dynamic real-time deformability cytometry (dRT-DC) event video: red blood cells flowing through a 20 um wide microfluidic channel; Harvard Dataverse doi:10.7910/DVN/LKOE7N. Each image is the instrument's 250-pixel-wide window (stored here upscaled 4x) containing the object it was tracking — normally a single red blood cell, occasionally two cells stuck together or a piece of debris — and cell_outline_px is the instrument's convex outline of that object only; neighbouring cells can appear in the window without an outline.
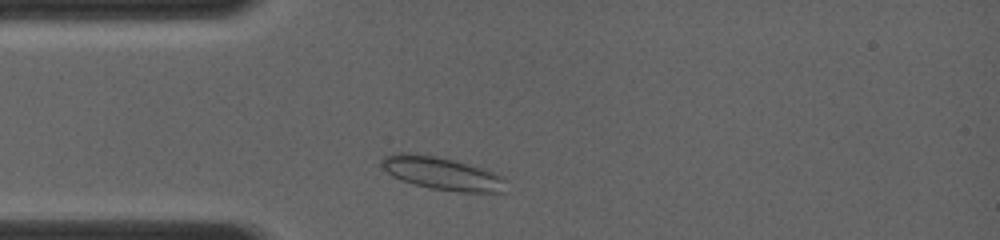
{"species": "common noctule bat (a hibernating species)", "species_latin": "Nyctalus noctula", "temperature_condition": "room temperature", "stored_images_in_passage": 17, "camera_frame_rate_fps": 4000, "um_per_image_px": 0.085, "animal": {"sex": "female", "body_mass_g": 19.0, "forearm_length_mm": 56.7}, "frame": {"image": 1, "passage_image": 4, "time_ms": 0.75, "image_size_px": [1000, 240], "cell_outline_px": [[508, 192], [460, 192], [432, 188], [416, 184], [392, 176], [384, 168], [380, 160], [384, 156], [392, 152], [408, 152], [436, 156], [468, 164], [504, 176]], "centroid_in_image_um": [37.59, 14.73], "position_along_channel_um": 47.4, "area_um2": 23.7}}
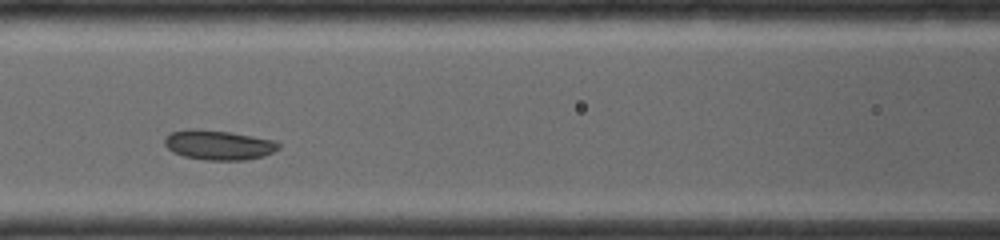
{"frame": {"image": 2, "passage_image": 14, "time_ms": 3.25, "image_size_px": [1000, 240], "cell_outline_px": [[280, 148], [264, 156], [244, 160], [204, 160], [184, 156], [172, 152], [164, 144], [164, 136], [172, 132], [188, 128], [196, 128], [228, 132], [276, 140], [280, 144]], "centroid_in_image_um": [18.56, 12.32], "position_along_channel_um": 148.0, "area_um2": 19.88}}
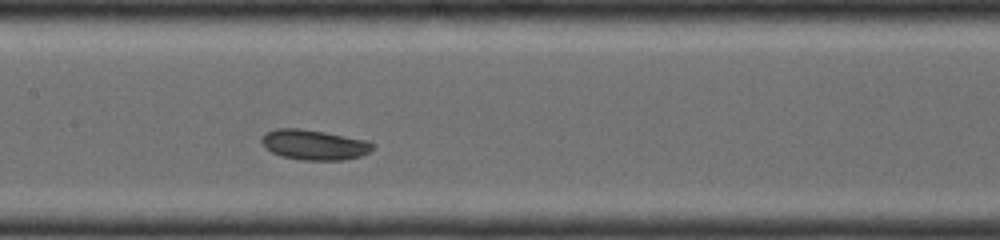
{"frame": {"image": 3, "passage_image": 16, "time_ms": 4.0, "image_size_px": [1000, 240], "cell_outline_px": [[376, 144], [368, 152], [360, 156], [344, 160], [300, 160], [280, 156], [264, 148], [260, 140], [264, 132], [276, 128], [300, 128], [324, 132], [368, 140]], "centroid_in_image_um": [26.66, 12.3], "position_along_channel_um": 180.7, "area_um2": 19.77}}